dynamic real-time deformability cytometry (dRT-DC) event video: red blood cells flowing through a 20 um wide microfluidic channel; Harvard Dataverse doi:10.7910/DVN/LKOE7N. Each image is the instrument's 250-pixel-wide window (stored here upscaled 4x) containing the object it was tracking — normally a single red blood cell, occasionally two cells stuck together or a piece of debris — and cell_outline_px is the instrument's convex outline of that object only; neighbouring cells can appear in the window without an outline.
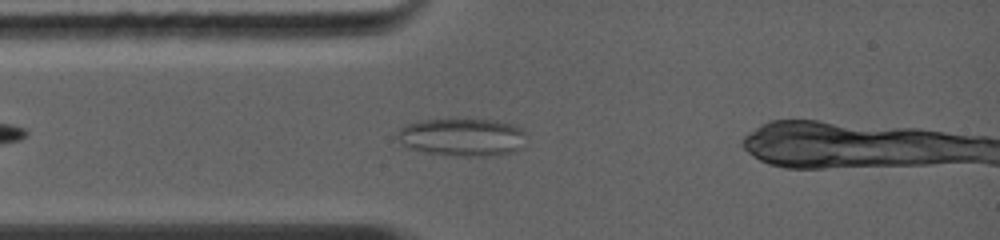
{"species": "common noctule bat (a hibernating species)", "species_latin": "Nyctalus noctula", "temperature_condition": "warm", "stored_images_in_passage": 33, "camera_frame_rate_fps": 5000, "um_per_image_px": 0.085, "animal": {"sex": "female", "body_mass_g": 19.0, "forearm_length_mm": 56.7}, "frame": {"image": 1, "passage_image": 8, "time_ms": 1.0, "image_size_px": [1000, 240], "cell_outline_px": [[524, 132], [516, 148], [512, 152], [496, 156], [460, 156], [424, 152], [408, 148], [396, 136], [400, 128], [408, 124], [424, 120], [464, 116], [496, 120], [512, 124]], "centroid_in_image_um": [39.22, 11.61], "position_along_channel_um": 45.8, "area_um2": 28.73}}
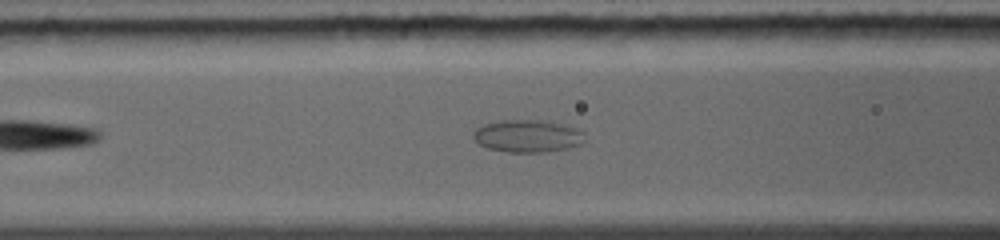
{"frame": {"image": 2, "passage_image": 22, "time_ms": 2.8, "image_size_px": [1000, 240], "cell_outline_px": [[584, 132], [580, 144], [564, 148], [544, 152], [508, 152], [488, 148], [480, 144], [472, 136], [472, 132], [476, 128], [484, 124], [500, 120], [536, 120], [556, 124], [572, 128]], "centroid_in_image_um": [44.74, 11.57], "position_along_channel_um": 121.9, "area_um2": 20.46}}
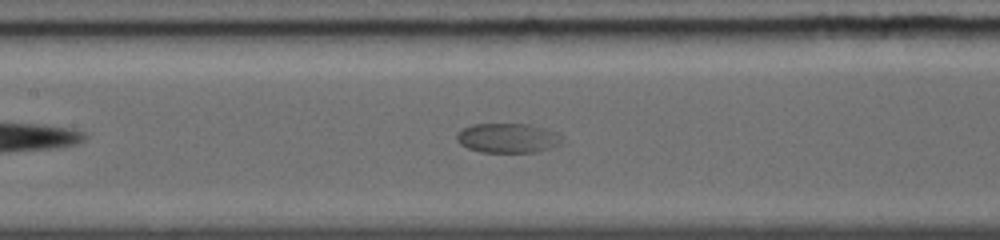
{"frame": {"image": 3, "passage_image": 29, "time_ms": 3.8, "image_size_px": [1000, 240], "cell_outline_px": [[564, 144], [540, 152], [480, 152], [468, 148], [460, 144], [456, 140], [456, 132], [472, 124], [532, 124], [560, 132]], "centroid_in_image_um": [43.23, 11.73], "position_along_channel_um": 164.2, "area_um2": 18.67}}